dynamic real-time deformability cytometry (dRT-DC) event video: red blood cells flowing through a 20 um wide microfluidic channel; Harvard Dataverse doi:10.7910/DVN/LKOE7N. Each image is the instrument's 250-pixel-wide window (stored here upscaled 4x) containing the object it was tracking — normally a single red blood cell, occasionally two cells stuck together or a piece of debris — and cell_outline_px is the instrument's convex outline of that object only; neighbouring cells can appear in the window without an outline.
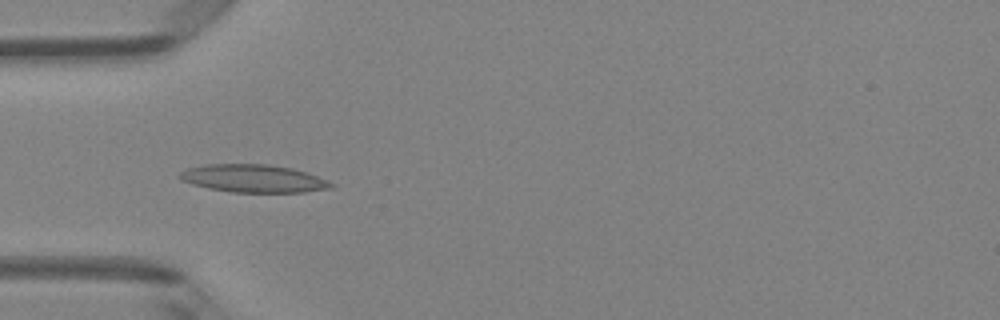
{"species": "Egyptian fruit bat (a non-hibernating species)", "species_latin": "Rousettus aegyptiacus", "temperature_condition": "room temperature", "stored_images_in_passage": 7, "camera_frame_rate_fps": 3000, "um_per_image_px": 0.085, "animal": {"sex": "female"}, "frame": {"image": 1, "passage_image": 5, "time_ms": 4.667, "image_size_px": [1000, 320], "cell_outline_px": [[336, 184], [332, 188], [304, 192], [232, 192], [208, 188], [192, 184], [180, 180], [176, 176], [180, 172], [188, 168], [204, 164], [268, 164], [292, 168], [308, 172]], "centroid_in_image_um": [21.53, 15.17], "position_along_channel_um": 63.5, "area_um2": 24.74}}
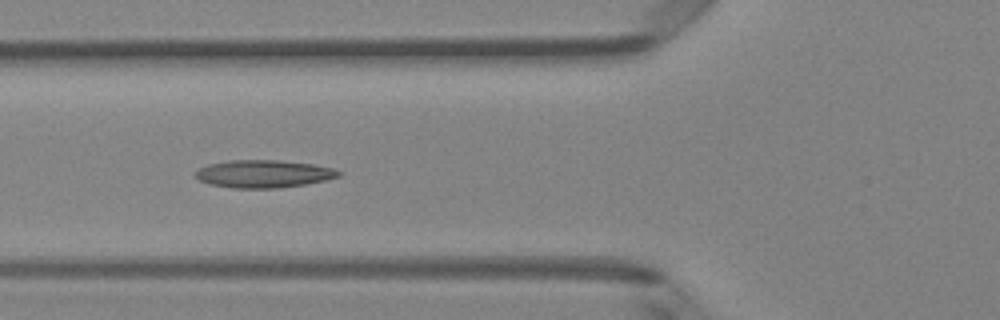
{"frame": {"image": 2, "passage_image": 6, "time_ms": 5.667, "image_size_px": [1000, 320], "cell_outline_px": [[344, 172], [340, 176], [328, 180], [304, 184], [276, 188], [232, 188], [212, 184], [200, 180], [192, 172], [208, 164], [228, 160], [280, 160], [312, 164], [332, 168]], "centroid_in_image_um": [22.42, 14.77], "position_along_channel_um": 103.4, "area_um2": 23.12}}
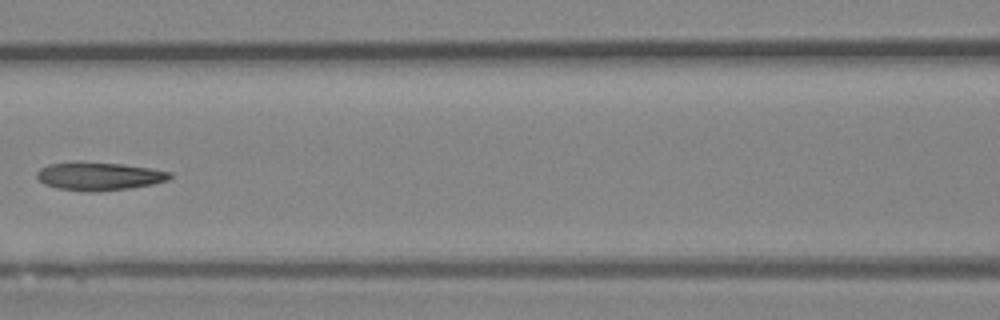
{"frame": {"image": 3, "passage_image": 7, "time_ms": 7.0, "image_size_px": [1000, 320], "cell_outline_px": [[172, 176], [168, 180], [152, 184], [128, 188], [96, 192], [92, 192], [56, 188], [44, 184], [36, 176], [36, 172], [40, 168], [48, 164], [76, 160], [124, 164], [172, 172]], "centroid_in_image_um": [8.37, 14.95], "position_along_channel_um": 158.2, "area_um2": 22.14}}